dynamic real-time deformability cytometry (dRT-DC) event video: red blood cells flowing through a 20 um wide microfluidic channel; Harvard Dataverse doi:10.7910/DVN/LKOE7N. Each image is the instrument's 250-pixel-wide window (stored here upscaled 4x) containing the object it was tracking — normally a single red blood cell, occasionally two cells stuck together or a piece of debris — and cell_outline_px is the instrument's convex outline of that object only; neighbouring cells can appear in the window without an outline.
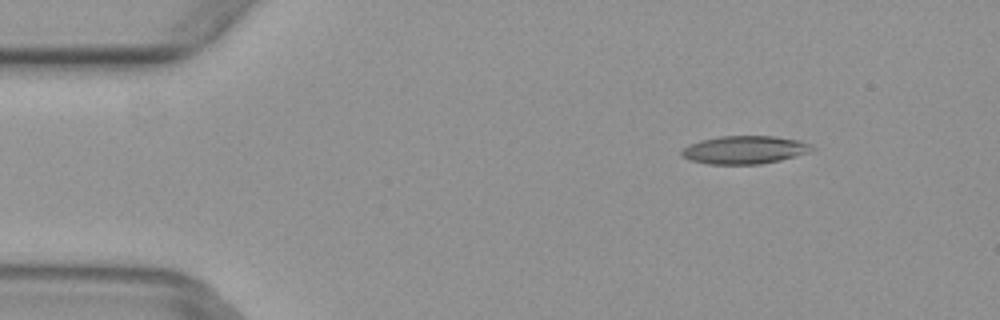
{"species": "common noctule bat (a hibernating species)", "species_latin": "Nyctalus noctula", "temperature_condition": "warm", "stored_images_in_passage": 3, "camera_frame_rate_fps": 3000, "um_per_image_px": 0.085, "animal": {"sex": "female", "body_mass_g": 29.2, "forearm_length_mm": 56.3}, "frame": {"image": 1, "passage_image": 1, "time_ms": 0.0, "image_size_px": [1000, 320], "cell_outline_px": [[816, 148], [808, 152], [780, 160], [760, 164], [708, 164], [688, 160], [680, 152], [688, 144], [700, 140], [720, 136], [776, 136], [796, 140], [808, 144]], "centroid_in_image_um": [63.24, 12.73], "position_along_channel_um": 21.8, "area_um2": 21.15}}